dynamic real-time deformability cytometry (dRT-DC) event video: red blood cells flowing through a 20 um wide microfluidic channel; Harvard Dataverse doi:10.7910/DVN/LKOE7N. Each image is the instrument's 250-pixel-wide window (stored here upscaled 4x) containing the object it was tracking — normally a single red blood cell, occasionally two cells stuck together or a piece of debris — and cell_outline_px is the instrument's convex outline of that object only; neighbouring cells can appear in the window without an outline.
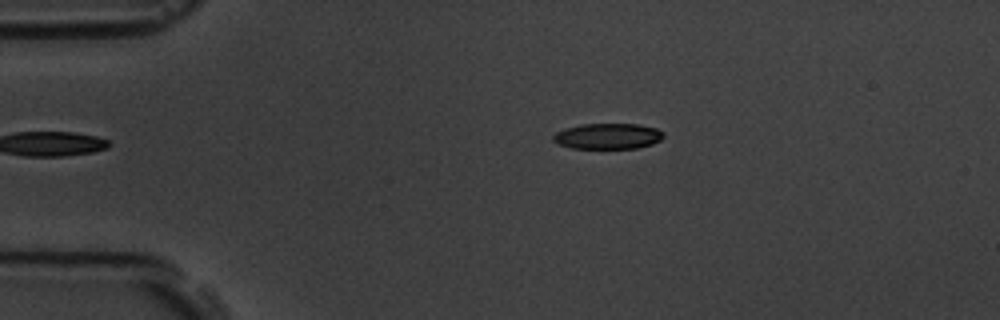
{"species": "common noctule bat (a hibernating species)", "species_latin": "Nyctalus noctula", "temperature_condition": "room temperature", "stored_images_in_passage": 4, "camera_frame_rate_fps": 3000, "um_per_image_px": 0.085, "animal": {"sex": "male", "body_mass_g": 19.5, "forearm_length_mm": 54.6}, "frame": {"image": 1, "passage_image": 4, "time_ms": 3.333, "image_size_px": [1000, 320], "cell_outline_px": [[664, 136], [660, 140], [652, 144], [636, 148], [572, 148], [556, 144], [552, 140], [552, 136], [556, 132], [564, 128], [580, 124], [640, 124], [656, 128], [664, 132]], "centroid_in_image_um": [51.64, 11.57], "position_along_channel_um": 33.4, "area_um2": 16.7}}